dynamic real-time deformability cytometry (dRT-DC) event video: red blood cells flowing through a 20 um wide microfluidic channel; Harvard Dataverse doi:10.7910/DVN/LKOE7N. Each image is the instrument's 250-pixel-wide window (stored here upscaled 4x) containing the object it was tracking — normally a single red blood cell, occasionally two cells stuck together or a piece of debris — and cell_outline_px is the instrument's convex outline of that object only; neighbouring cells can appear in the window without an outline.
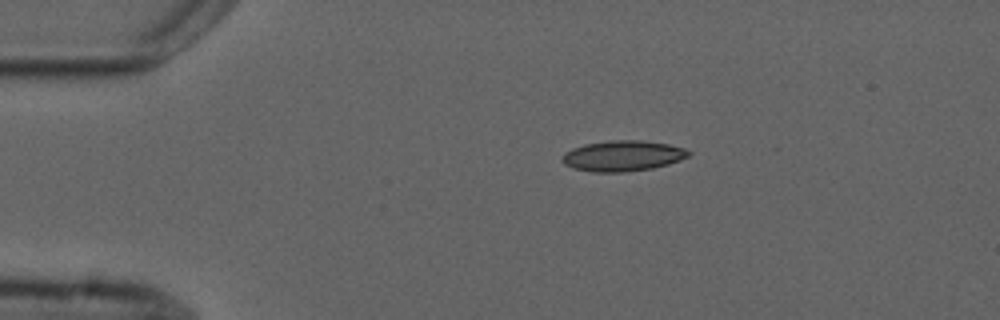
{"species": "common noctule bat (a hibernating species)", "species_latin": "Nyctalus noctula", "temperature_condition": "cold", "stored_images_in_passage": 3, "segment_of_instrument_passage": [1, 2], "camera_frame_rate_fps": 3000, "um_per_image_px": 0.085, "animal": {"sex": "male", "forearm_length_mm": 52.5}, "frame": {"image": 1, "passage_image": 1, "time_ms": 0.0, "image_size_px": [1000, 320], "cell_outline_px": [[692, 152], [688, 156], [680, 160], [668, 164], [652, 168], [624, 172], [592, 172], [572, 168], [564, 164], [560, 160], [564, 152], [572, 148], [584, 144], [608, 140], [640, 140], [668, 144], [684, 148]], "centroid_in_image_um": [52.89, 13.24], "position_along_channel_um": 32.1, "area_um2": 22.72}}